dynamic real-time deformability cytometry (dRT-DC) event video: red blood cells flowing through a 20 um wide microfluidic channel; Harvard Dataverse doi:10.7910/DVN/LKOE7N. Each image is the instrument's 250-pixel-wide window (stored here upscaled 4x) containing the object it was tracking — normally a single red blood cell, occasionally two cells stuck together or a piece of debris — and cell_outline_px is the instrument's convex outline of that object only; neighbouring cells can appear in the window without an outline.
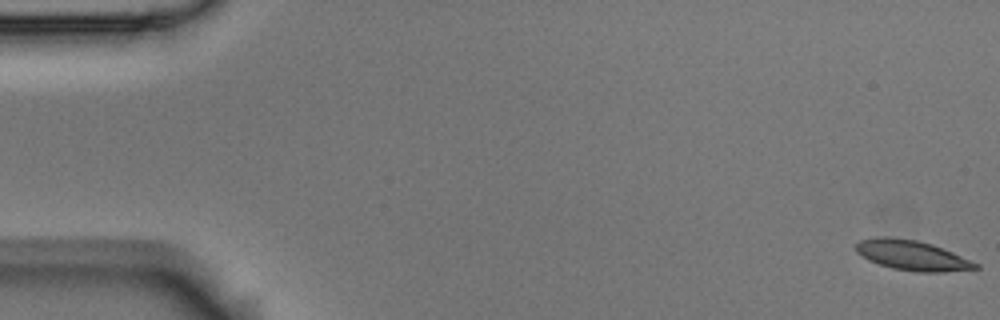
{"species": "Egyptian fruit bat (a non-hibernating species)", "species_latin": "Rousettus aegyptiacus", "temperature_condition": "room temperature", "stored_images_in_passage": 58, "camera_frame_rate_fps": 3000, "um_per_image_px": 0.085, "animal": {"sex": "male"}, "frame": {"image": 1, "passage_image": 1, "time_ms": 0.0, "image_size_px": [1000, 320], "cell_outline_px": [[980, 268], [944, 272], [916, 272], [892, 268], [868, 260], [856, 252], [856, 244], [860, 240], [876, 236], [884, 236], [916, 240], [932, 244], [952, 252], [980, 264]], "centroid_in_image_um": [77.52, 21.7], "position_along_channel_um": 7.5, "area_um2": 20.87}}
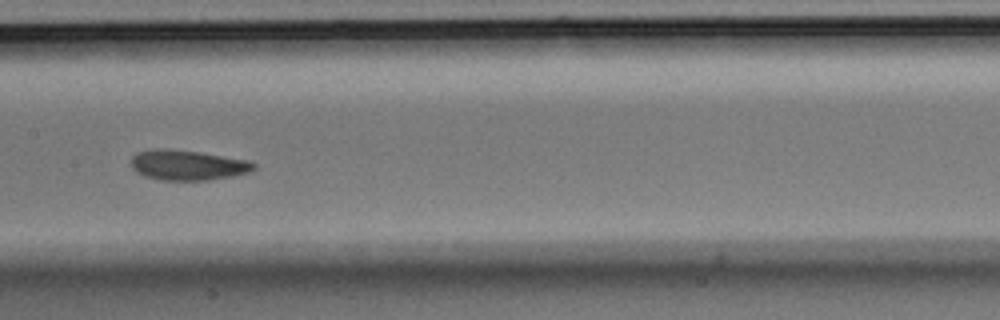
{"frame": {"image": 2, "passage_image": 29, "time_ms": 9.333, "image_size_px": [1000, 320], "cell_outline_px": [[256, 168], [252, 172], [232, 176], [208, 180], [160, 180], [144, 176], [136, 172], [132, 168], [132, 156], [136, 152], [152, 148], [168, 148], [200, 152], [252, 160], [256, 164]], "centroid_in_image_um": [15.98, 14.02], "position_along_channel_um": 191.4, "area_um2": 22.02}}
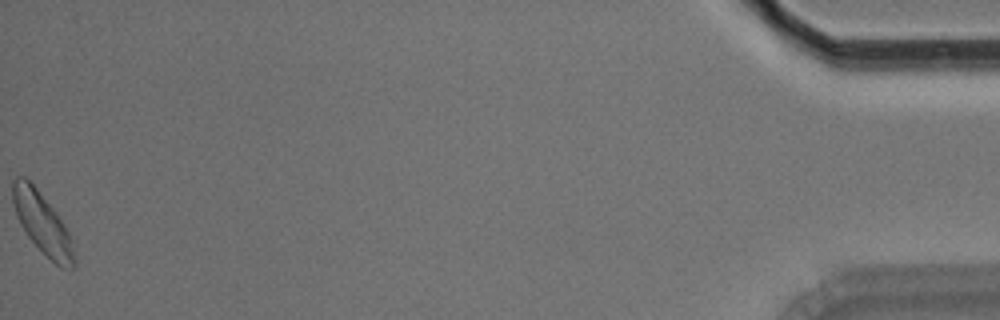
{"frame": {"image": 3, "passage_image": 58, "time_ms": 19.0, "image_size_px": [1000, 320], "cell_outline_px": [[76, 268], [60, 268], [28, 236], [20, 224], [16, 216], [12, 200], [12, 180], [16, 176], [24, 176], [36, 188], [52, 208], [64, 224], [68, 232], [76, 260]], "centroid_in_image_um": [3.58, 18.97], "position_along_channel_um": 431.6, "area_um2": 21.39}, "authors_computed_cell_mechanics": {"area_um2": 20.9236, "velocity_mm_per_s": 3.5058, "shape_relaxation_time_tau1_ms": 6.2411, "shape_relaxation_time_tau2_ms": 2.9664, "deformation_change_tau1": 0.1271, "deformation_change_tau2": 0.0821}}